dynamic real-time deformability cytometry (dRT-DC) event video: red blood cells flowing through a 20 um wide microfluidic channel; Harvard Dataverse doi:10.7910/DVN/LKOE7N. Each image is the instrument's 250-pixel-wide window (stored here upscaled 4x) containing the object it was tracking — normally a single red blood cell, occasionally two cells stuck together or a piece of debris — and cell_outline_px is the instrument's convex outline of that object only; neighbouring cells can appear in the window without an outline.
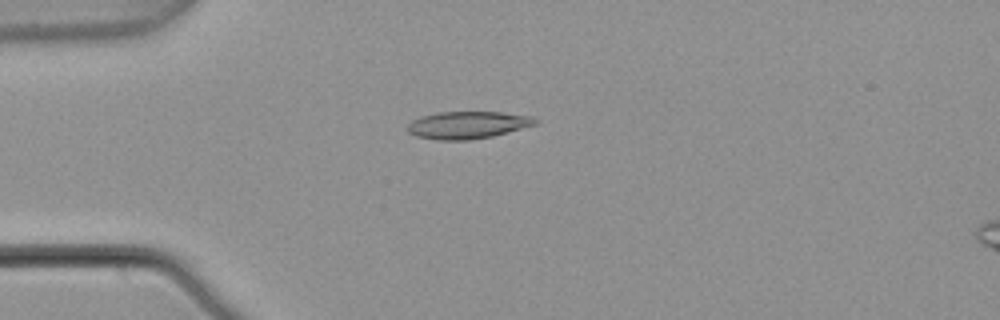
{"species": "common noctule bat (a hibernating species)", "species_latin": "Nyctalus noctula", "temperature_condition": "warm", "stored_images_in_passage": 5, "camera_frame_rate_fps": 3000, "um_per_image_px": 0.085, "animal": {"sex": "male", "body_mass_g": 21.5, "forearm_length_mm": 52.0}, "frame": {"image": 1, "passage_image": 3, "time_ms": 0.667, "image_size_px": [1000, 320], "cell_outline_px": [[540, 120], [536, 124], [492, 136], [468, 140], [436, 140], [416, 136], [408, 132], [408, 124], [412, 120], [420, 116], [436, 112], [500, 112], [532, 116]], "centroid_in_image_um": [39.73, 10.62], "position_along_channel_um": 45.3, "area_um2": 20.35}}
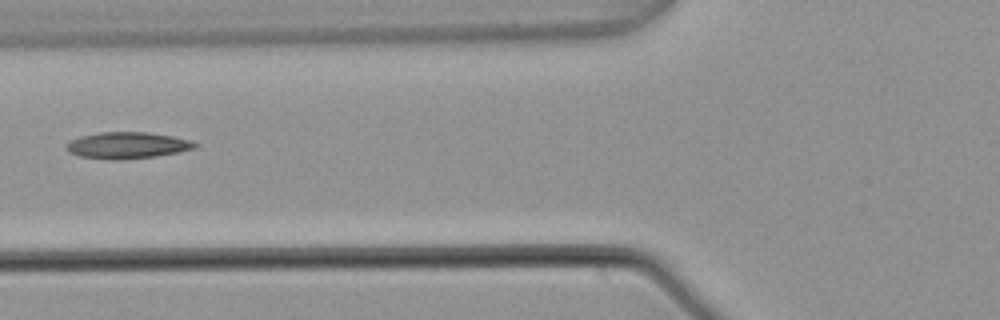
{"frame": {"image": 2, "passage_image": 5, "time_ms": 1.333, "image_size_px": [1000, 320], "cell_outline_px": [[200, 144], [196, 148], [156, 156], [120, 160], [108, 160], [80, 156], [68, 152], [64, 144], [68, 140], [80, 136], [100, 132], [148, 132], [172, 136], [192, 140]], "centroid_in_image_um": [10.79, 12.35], "position_along_channel_um": 115.0, "area_um2": 20.11}}